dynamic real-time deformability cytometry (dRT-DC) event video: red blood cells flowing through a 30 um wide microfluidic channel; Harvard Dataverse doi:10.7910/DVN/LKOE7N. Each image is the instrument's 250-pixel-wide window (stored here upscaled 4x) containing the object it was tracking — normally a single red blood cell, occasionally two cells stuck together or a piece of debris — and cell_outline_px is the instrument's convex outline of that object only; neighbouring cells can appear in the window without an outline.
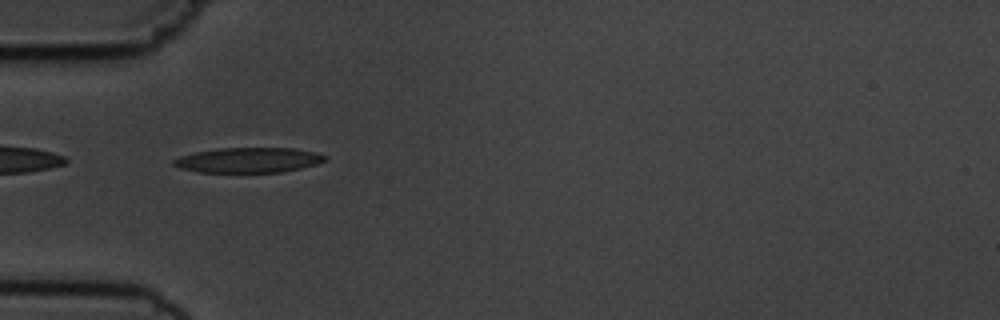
{"species": "common noctule bat (a hibernating species)", "species_latin": "Nyctalus noctula", "temperature_condition": "cold", "stored_images_in_passage": 41, "camera_frame_rate_fps": 3000, "um_per_image_px": 0.085, "animal": {"sex": "male", "body_mass_g": 19.5, "forearm_length_mm": 54.6}, "frame": {"image": 1, "passage_image": 10, "time_ms": 3.0, "image_size_px": [1000, 320], "cell_outline_px": [[328, 156], [324, 160], [316, 164], [300, 168], [280, 172], [196, 172], [180, 168], [172, 164], [172, 160], [180, 156], [196, 152], [220, 148], [292, 148], [316, 152]], "centroid_in_image_um": [21.1, 13.61], "position_along_channel_um": 63.9, "area_um2": 22.02}}
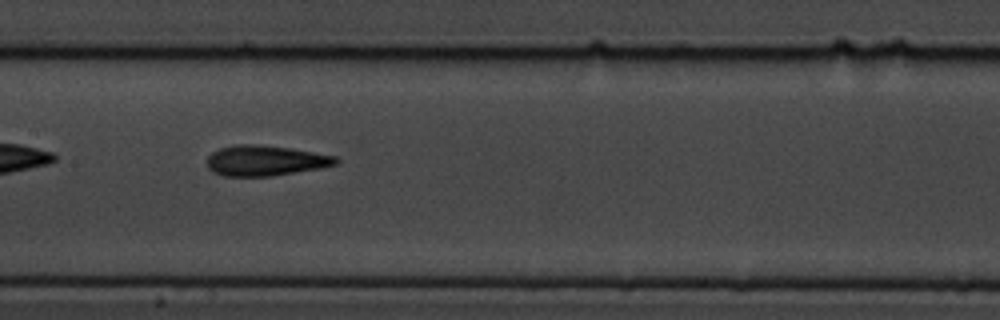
{"frame": {"image": 2, "passage_image": 20, "time_ms": 6.333, "image_size_px": [1000, 320], "cell_outline_px": [[340, 160], [336, 164], [320, 168], [272, 176], [224, 176], [212, 172], [208, 168], [208, 156], [212, 152], [220, 148], [232, 144], [256, 144], [288, 148], [336, 156]], "centroid_in_image_um": [22.52, 13.65], "position_along_channel_um": 184.9, "area_um2": 22.77}}
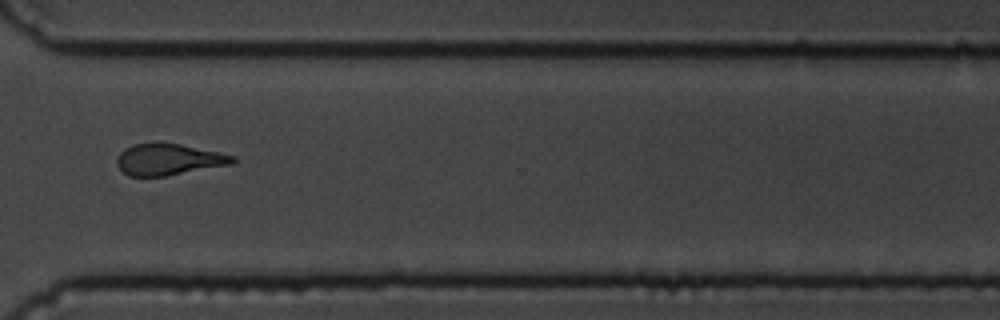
{"frame": {"image": 3, "passage_image": 34, "time_ms": 11.0, "image_size_px": [1000, 320], "cell_outline_px": [[236, 160], [232, 164], [168, 176], [128, 176], [116, 164], [116, 160], [120, 152], [124, 148], [132, 144], [180, 144], [220, 152], [236, 156]], "centroid_in_image_um": [14.35, 13.57], "position_along_channel_um": 356.3, "area_um2": 21.1}, "authors_computed_cell_mechanics": {"area_um2": 22.0218, "velocity_mm_per_s": 3.6795, "shape_relaxation_time_tau1_ms": 3.4165, "shape_relaxation_time_tau2_ms": 1.7905, "deformation_change_tau1": 0.1625, "deformation_change_tau2": 0.0975}}